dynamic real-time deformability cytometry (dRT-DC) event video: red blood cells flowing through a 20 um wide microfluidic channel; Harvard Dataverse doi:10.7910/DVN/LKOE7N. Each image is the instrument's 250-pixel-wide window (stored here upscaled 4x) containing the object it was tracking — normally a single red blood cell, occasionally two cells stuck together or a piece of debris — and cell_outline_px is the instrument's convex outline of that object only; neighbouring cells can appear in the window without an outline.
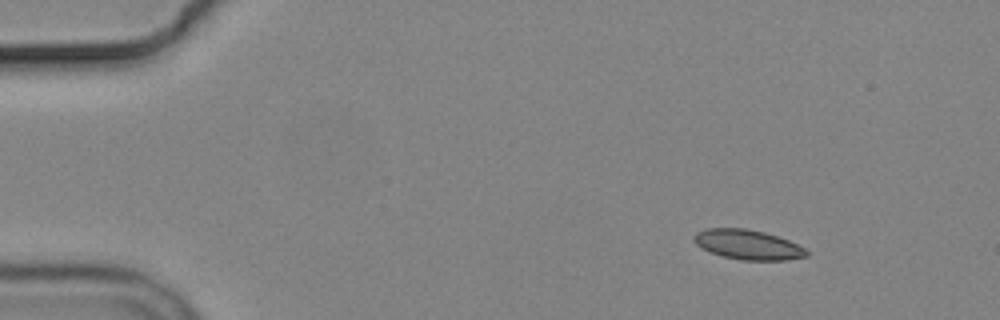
{"species": "common noctule bat (a hibernating species)", "species_latin": "Nyctalus noctula", "temperature_condition": "cold", "stored_images_in_passage": 9, "camera_frame_rate_fps": 3000, "um_per_image_px": 0.085, "animal": {"sex": "male", "body_mass_g": 19.2, "forearm_length_mm": 51.8}, "frame": {"image": 1, "passage_image": 1, "time_ms": 0.0, "image_size_px": [1000, 320], "cell_outline_px": [[808, 256], [784, 260], [740, 260], [724, 256], [712, 252], [696, 244], [692, 240], [696, 232], [704, 228], [744, 228], [764, 232], [788, 240], [804, 248], [808, 252]], "centroid_in_image_um": [63.55, 20.78], "position_along_channel_um": 21.4, "area_um2": 19.31}}
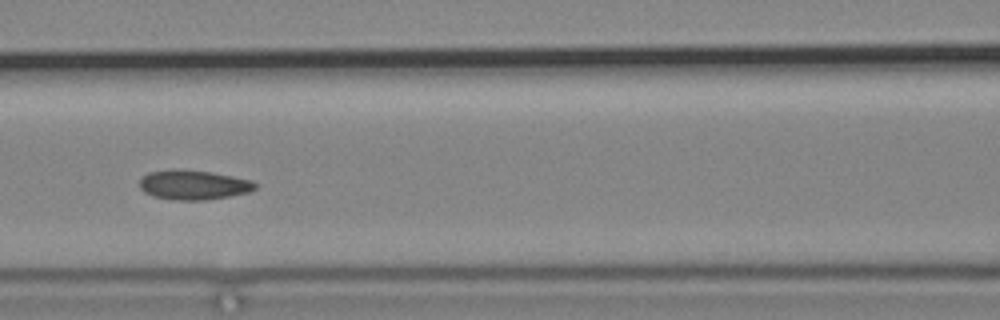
{"frame": {"image": 2, "passage_image": 6, "time_ms": 6.0, "image_size_px": [1000, 320], "cell_outline_px": [[256, 188], [248, 192], [228, 196], [204, 200], [172, 200], [152, 196], [144, 192], [140, 188], [140, 176], [148, 172], [176, 168], [212, 172], [252, 180], [256, 184]], "centroid_in_image_um": [16.39, 15.7], "position_along_channel_um": 150.2, "area_um2": 20.11}}
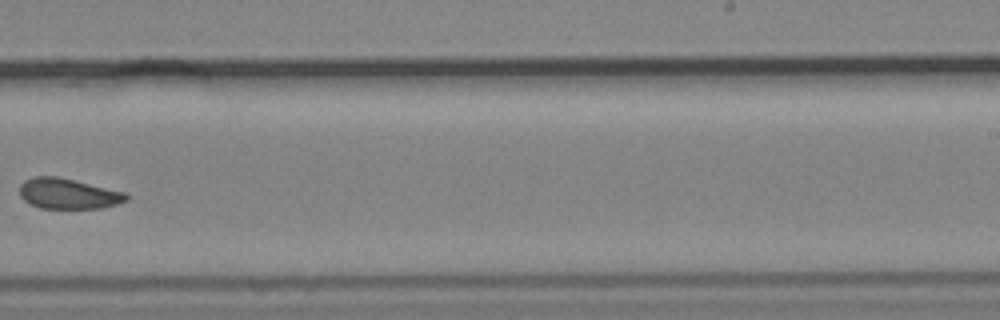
{"frame": {"image": 3, "passage_image": 9, "time_ms": 9.667, "image_size_px": [1000, 320], "cell_outline_px": [[128, 200], [104, 208], [40, 208], [24, 200], [20, 196], [20, 184], [24, 180], [32, 176], [56, 176], [128, 192]], "centroid_in_image_um": [5.82, 16.45], "position_along_channel_um": 283.2, "area_um2": 19.07}}